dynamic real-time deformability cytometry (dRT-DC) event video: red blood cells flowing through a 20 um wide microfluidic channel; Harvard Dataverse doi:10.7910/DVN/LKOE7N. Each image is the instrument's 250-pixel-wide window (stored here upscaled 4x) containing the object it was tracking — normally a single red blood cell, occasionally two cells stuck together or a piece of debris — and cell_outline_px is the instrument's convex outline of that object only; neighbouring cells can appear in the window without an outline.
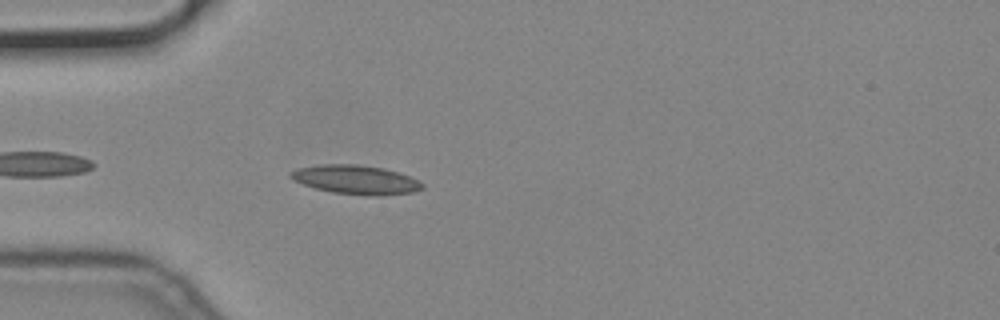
{"species": "common noctule bat (a hibernating species)", "species_latin": "Nyctalus noctula", "temperature_condition": "cold", "stored_images_in_passage": 5, "camera_frame_rate_fps": 3000, "um_per_image_px": 0.085, "animal": {"sex": "male", "body_mass_g": 19.2, "forearm_length_mm": 51.8}, "frame": {"image": 1, "passage_image": 5, "time_ms": 1.333, "image_size_px": [1000, 320], "cell_outline_px": [[424, 188], [412, 192], [380, 196], [368, 196], [332, 192], [316, 188], [304, 184], [288, 176], [288, 172], [300, 168], [320, 164], [356, 164], [384, 168], [408, 176], [424, 184]], "centroid_in_image_um": [30.25, 15.28], "position_along_channel_um": 54.8, "area_um2": 22.08}}